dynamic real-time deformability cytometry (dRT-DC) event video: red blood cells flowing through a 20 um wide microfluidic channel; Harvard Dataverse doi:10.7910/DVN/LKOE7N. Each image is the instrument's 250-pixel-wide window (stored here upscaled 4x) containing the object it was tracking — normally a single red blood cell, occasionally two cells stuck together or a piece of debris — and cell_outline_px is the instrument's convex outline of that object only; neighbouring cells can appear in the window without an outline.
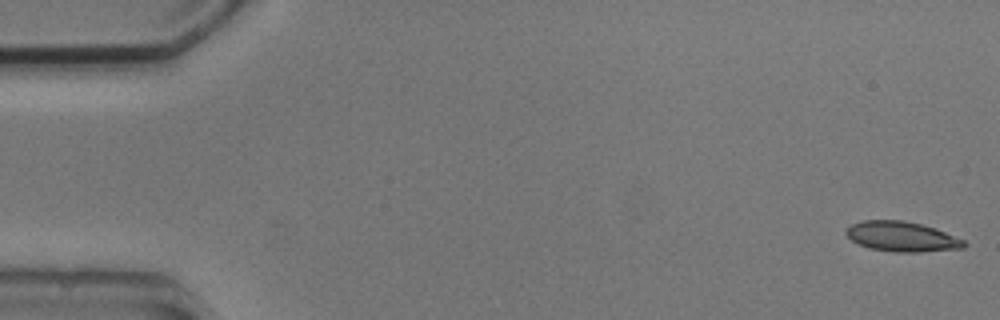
{"species": "common noctule bat (a hibernating species)", "species_latin": "Nyctalus noctula", "temperature_condition": "cold", "stored_images_in_passage": 5, "camera_frame_rate_fps": 3000, "um_per_image_px": 0.085, "animal": {"sex": "male", "body_mass_g": 20.5, "forearm_length_mm": 52.5}, "frame": {"image": 1, "passage_image": 1, "time_ms": 0.0, "image_size_px": [1000, 320], "cell_outline_px": [[968, 244], [964, 248], [920, 252], [896, 252], [868, 248], [852, 240], [844, 232], [852, 224], [864, 220], [904, 220], [936, 228], [964, 240]], "centroid_in_image_um": [76.68, 20.11], "position_along_channel_um": 8.3, "area_um2": 20.58}}
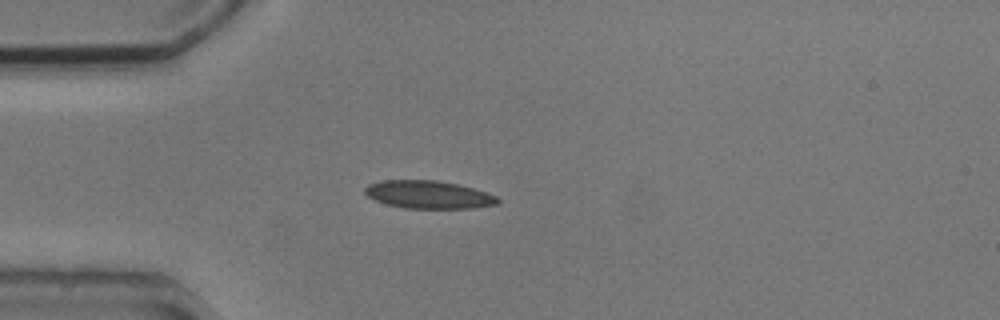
{"frame": {"image": 2, "passage_image": 4, "time_ms": 4.333, "image_size_px": [1000, 320], "cell_outline_px": [[500, 200], [496, 204], [472, 208], [404, 208], [388, 204], [376, 200], [368, 196], [364, 192], [364, 188], [368, 184], [380, 180], [436, 180], [456, 184], [472, 188], [496, 196]], "centroid_in_image_um": [36.38, 16.53], "position_along_channel_um": 48.6, "area_um2": 21.33}}